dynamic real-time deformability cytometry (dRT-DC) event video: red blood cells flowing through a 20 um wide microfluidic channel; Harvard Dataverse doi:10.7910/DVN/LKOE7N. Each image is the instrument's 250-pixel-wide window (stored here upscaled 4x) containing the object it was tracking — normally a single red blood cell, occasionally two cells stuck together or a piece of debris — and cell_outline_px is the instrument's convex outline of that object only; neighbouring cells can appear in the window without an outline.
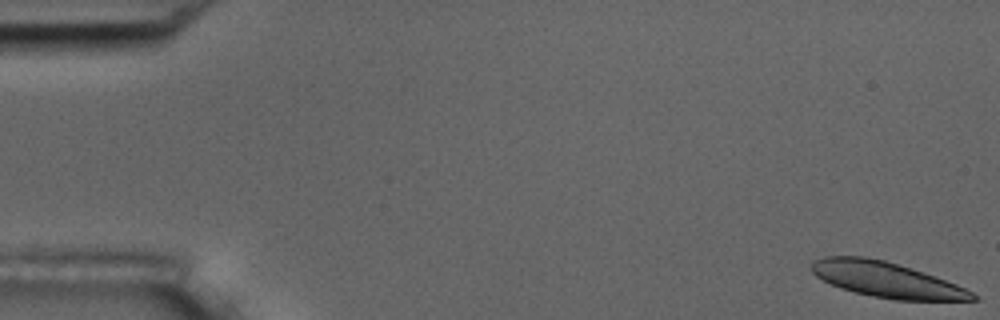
{"species": "common noctule bat (a hibernating species)", "species_latin": "Nyctalus noctula", "temperature_condition": "room temperature", "stored_images_in_passage": 5, "camera_frame_rate_fps": 3000, "um_per_image_px": 0.085, "animal": {"sex": "male", "body_mass_g": 17.5, "forearm_length_mm": 52.3}, "frame": {"image": 1, "passage_image": 1, "time_ms": 0.0, "image_size_px": [1000, 320], "cell_outline_px": [[976, 300], [896, 300], [872, 296], [840, 288], [816, 276], [812, 272], [812, 260], [824, 256], [864, 256], [884, 260], [956, 284], [972, 292], [976, 296]], "centroid_in_image_um": [75.28, 23.77], "position_along_channel_um": 9.7, "area_um2": 32.48}}